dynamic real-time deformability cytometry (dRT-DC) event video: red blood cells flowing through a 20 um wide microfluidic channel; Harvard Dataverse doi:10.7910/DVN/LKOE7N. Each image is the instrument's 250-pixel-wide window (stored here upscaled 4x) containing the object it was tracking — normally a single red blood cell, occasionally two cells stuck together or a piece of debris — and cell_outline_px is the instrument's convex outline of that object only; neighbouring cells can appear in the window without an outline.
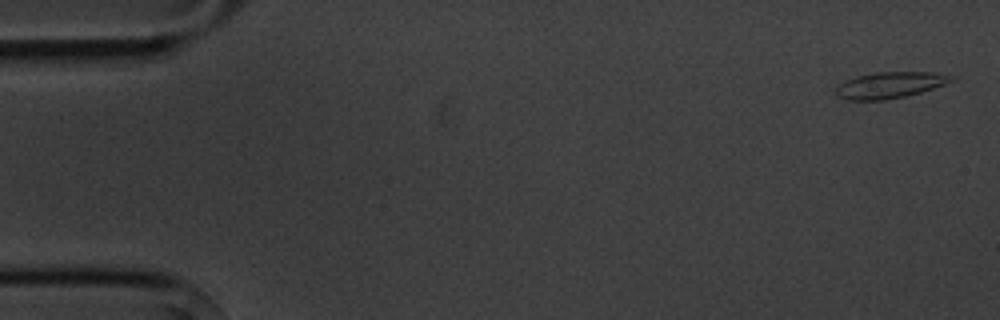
{"species": "common noctule bat (a hibernating species)", "species_latin": "Nyctalus noctula", "temperature_condition": "cold", "stored_images_in_passage": 3, "camera_frame_rate_fps": 3000, "um_per_image_px": 0.085, "animal": {"sex": "male", "body_mass_g": 20.1, "forearm_length_mm": 53.5}, "frame": {"image": 1, "passage_image": 1, "time_ms": 0.0, "image_size_px": [1000, 320], "cell_outline_px": [[956, 76], [952, 80], [944, 84], [920, 92], [904, 96], [884, 100], [848, 100], [836, 96], [836, 88], [844, 80], [856, 76], [876, 72], [936, 72]], "centroid_in_image_um": [75.61, 7.22], "position_along_channel_um": 9.4, "area_um2": 17.57}}